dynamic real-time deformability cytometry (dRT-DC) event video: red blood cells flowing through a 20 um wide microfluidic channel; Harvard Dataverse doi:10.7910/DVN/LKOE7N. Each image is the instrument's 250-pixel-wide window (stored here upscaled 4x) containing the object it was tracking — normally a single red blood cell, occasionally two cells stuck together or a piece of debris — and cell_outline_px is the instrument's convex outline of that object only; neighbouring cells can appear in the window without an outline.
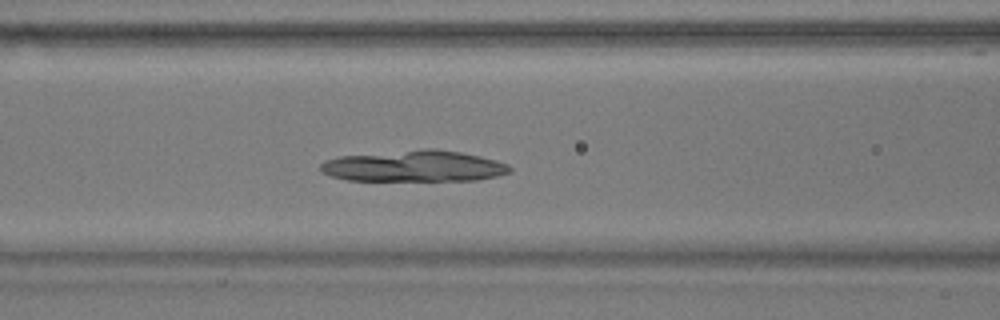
{"species": "common noctule bat (a hibernating species)", "species_latin": "Nyctalus noctula", "temperature_condition": "warm", "stored_images_in_passage": 55, "camera_frame_rate_fps": 3000, "um_per_image_px": 0.085, "animal": {"sex": "male", "body_mass_g": 17.9}, "frame": {"image": 1, "passage_image": 21, "time_ms": 6.667, "image_size_px": [1000, 320], "cell_outline_px": [[512, 172], [496, 176], [476, 180], [348, 180], [332, 176], [324, 172], [320, 168], [320, 164], [324, 160], [340, 156], [424, 148], [436, 148], [460, 152], [480, 156], [496, 160], [508, 164], [512, 168]], "centroid_in_image_um": [35.23, 14.11], "position_along_channel_um": 131.4, "area_um2": 34.45}}
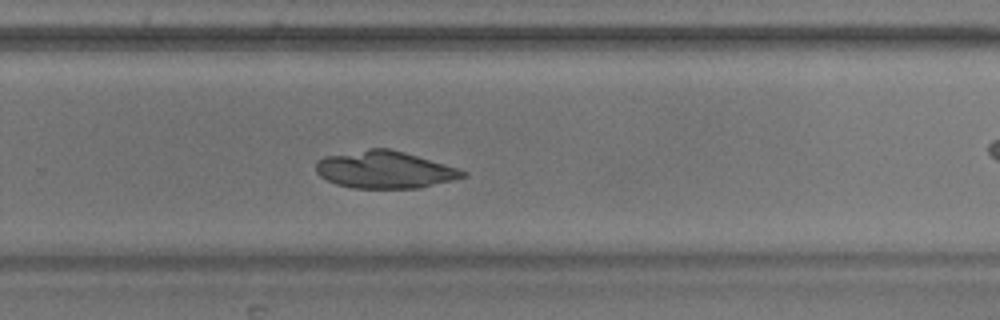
{"frame": {"image": 2, "passage_image": 35, "time_ms": 11.333, "image_size_px": [1000, 320], "cell_outline_px": [[468, 176], [420, 188], [352, 188], [336, 184], [320, 176], [316, 172], [316, 160], [324, 156], [368, 148], [388, 148], [404, 152], [456, 168], [468, 172]], "centroid_in_image_um": [32.66, 14.42], "position_along_channel_um": 297.1, "area_um2": 31.79}}
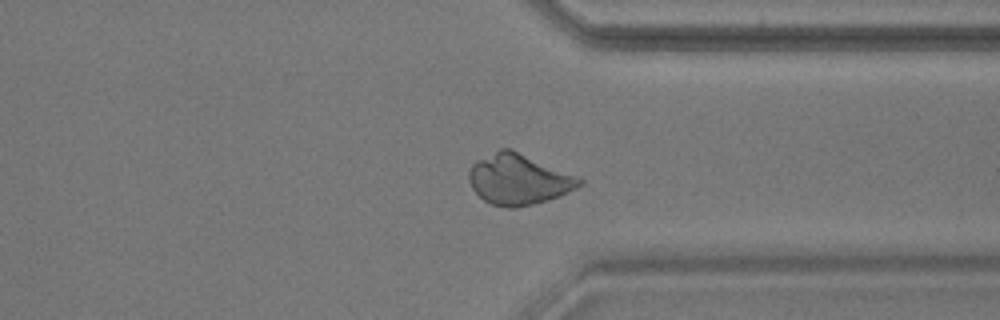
{"frame": {"image": 3, "passage_image": 41, "time_ms": 13.333, "image_size_px": [1000, 320], "cell_outline_px": [[584, 184], [560, 196], [532, 204], [516, 208], [508, 208], [492, 204], [484, 200], [472, 188], [468, 180], [468, 172], [472, 164], [476, 160], [500, 148], [512, 148], [576, 176], [584, 180]], "centroid_in_image_um": [44.06, 15.23], "position_along_channel_um": 367.3, "area_um2": 32.6}}